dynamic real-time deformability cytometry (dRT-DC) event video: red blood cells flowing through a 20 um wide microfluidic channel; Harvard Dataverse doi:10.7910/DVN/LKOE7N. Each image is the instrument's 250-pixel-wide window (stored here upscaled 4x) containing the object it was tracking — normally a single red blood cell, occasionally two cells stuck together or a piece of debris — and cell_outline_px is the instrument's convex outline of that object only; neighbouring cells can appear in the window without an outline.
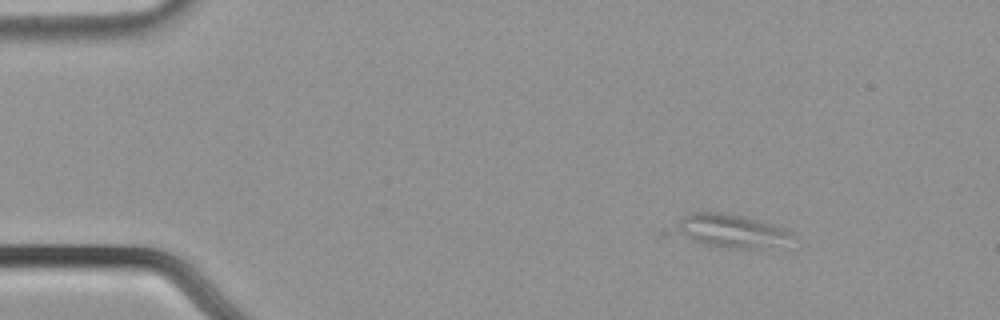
{"species": "common noctule bat (a hibernating species)", "species_latin": "Nyctalus noctula", "temperature_condition": "cold", "stored_images_in_passage": 2, "camera_frame_rate_fps": 3000, "um_per_image_px": 0.085, "animal": {"sex": "male", "body_mass_g": 21.5, "forearm_length_mm": 52.0}, "frame": {"image": 1, "passage_image": 2, "time_ms": 0.333, "image_size_px": [1000, 320], "cell_outline_px": [[796, 236], [792, 248], [728, 248], [704, 244], [660, 236], [660, 228], [688, 212], [728, 212], [776, 224], [788, 228]], "centroid_in_image_um": [61.91, 19.64], "position_along_channel_um": 23.1, "area_um2": 26.24}}